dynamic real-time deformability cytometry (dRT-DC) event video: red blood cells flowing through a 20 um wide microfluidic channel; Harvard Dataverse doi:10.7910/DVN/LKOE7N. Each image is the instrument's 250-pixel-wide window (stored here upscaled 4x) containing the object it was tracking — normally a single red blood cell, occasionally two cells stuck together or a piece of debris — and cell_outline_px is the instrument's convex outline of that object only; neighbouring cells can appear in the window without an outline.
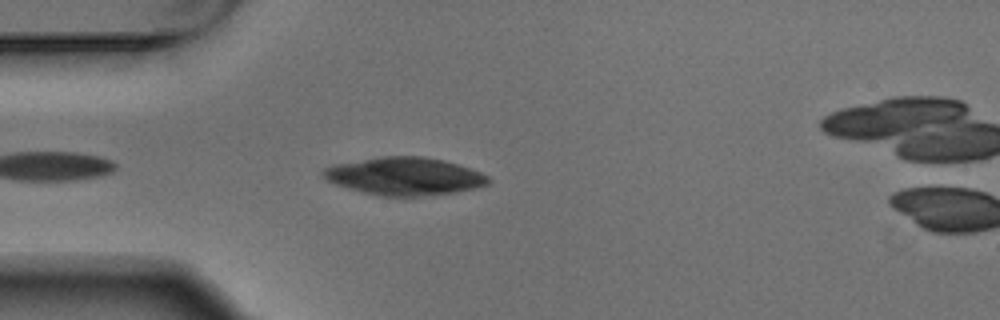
{"species": "Egyptian fruit bat (a non-hibernating species)", "species_latin": "Rousettus aegyptiacus", "temperature_condition": "warm", "stored_images_in_passage": 5, "camera_frame_rate_fps": 3000, "um_per_image_px": 0.085, "animal": {"sex": "male"}, "frame": {"image": 1, "passage_image": 4, "time_ms": 1.0, "image_size_px": [1000, 320], "cell_outline_px": [[492, 180], [488, 184], [476, 188], [456, 192], [420, 196], [380, 196], [348, 188], [336, 184], [328, 180], [320, 172], [324, 168], [332, 164], [380, 156], [424, 156], [444, 160], [480, 172], [488, 176]], "centroid_in_image_um": [34.38, 14.97], "position_along_channel_um": 50.6, "area_um2": 36.36}}